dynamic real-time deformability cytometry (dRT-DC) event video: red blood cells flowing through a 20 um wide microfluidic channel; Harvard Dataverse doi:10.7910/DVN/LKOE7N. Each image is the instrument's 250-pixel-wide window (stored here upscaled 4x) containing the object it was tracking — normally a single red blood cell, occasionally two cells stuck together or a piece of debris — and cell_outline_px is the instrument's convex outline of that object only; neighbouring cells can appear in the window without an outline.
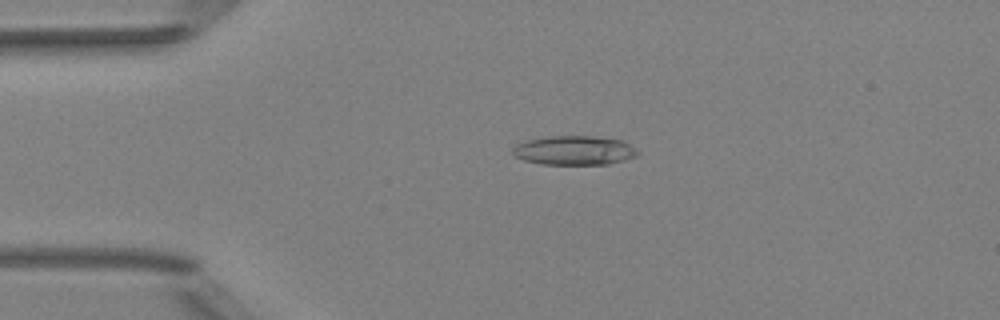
{"species": "Egyptian fruit bat (a non-hibernating species)", "species_latin": "Rousettus aegyptiacus", "temperature_condition": "room temperature", "stored_images_in_passage": 45, "camera_frame_rate_fps": 3000, "um_per_image_px": 0.085, "animal": {"sex": "female"}, "frame": {"image": 1, "passage_image": 12, "time_ms": 3.667, "image_size_px": [1000, 320], "cell_outline_px": [[640, 152], [636, 156], [624, 160], [608, 164], [540, 164], [524, 160], [516, 156], [512, 152], [512, 148], [516, 144], [528, 140], [548, 136], [592, 136], [620, 140], [636, 148]], "centroid_in_image_um": [48.81, 12.78], "position_along_channel_um": 36.2, "area_um2": 21.15}}
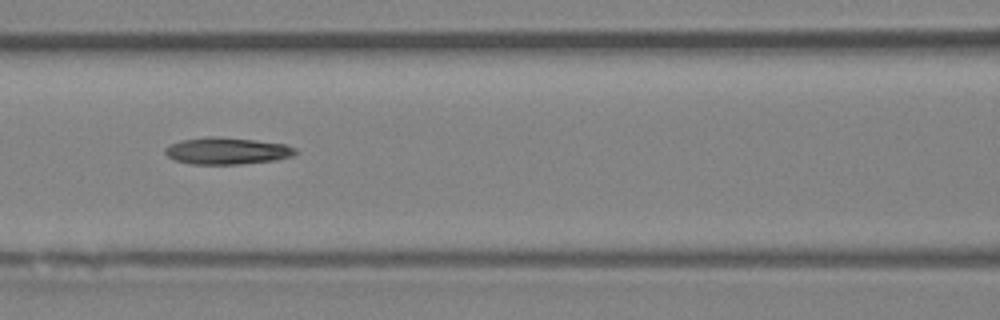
{"frame": {"image": 2, "passage_image": 23, "time_ms": 7.333, "image_size_px": [1000, 320], "cell_outline_px": [[300, 152], [292, 156], [276, 160], [240, 164], [192, 164], [172, 160], [164, 152], [164, 148], [168, 144], [180, 140], [208, 136], [216, 136], [252, 140], [284, 144], [296, 148]], "centroid_in_image_um": [19.26, 12.83], "position_along_channel_um": 147.3, "area_um2": 20.58}}
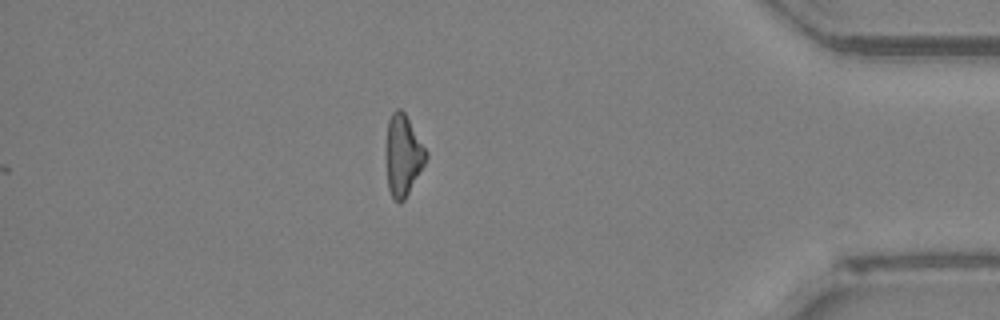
{"frame": {"image": 3, "passage_image": 45, "time_ms": 14.667, "image_size_px": [1000, 320], "cell_outline_px": [[428, 156], [424, 164], [404, 200], [400, 204], [392, 196], [388, 188], [388, 120], [392, 112], [396, 108], [400, 108], [404, 112], [428, 152]], "centroid_in_image_um": [34.29, 13.18], "position_along_channel_um": 400.9, "area_um2": 18.15}}